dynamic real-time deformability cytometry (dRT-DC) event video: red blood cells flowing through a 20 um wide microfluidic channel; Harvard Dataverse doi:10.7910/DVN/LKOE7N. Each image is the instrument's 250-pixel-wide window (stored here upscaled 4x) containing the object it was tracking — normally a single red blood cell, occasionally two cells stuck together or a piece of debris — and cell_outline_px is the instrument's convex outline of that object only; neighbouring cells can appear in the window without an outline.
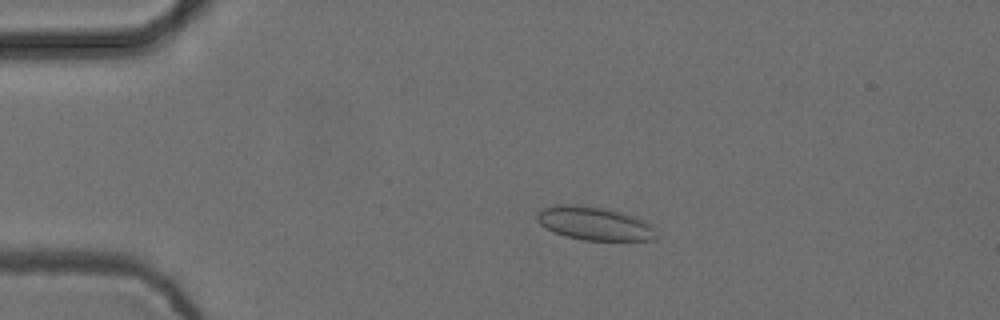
{"species": "common noctule bat (a hibernating species)", "species_latin": "Nyctalus noctula", "temperature_condition": "cold", "stored_images_in_passage": 55, "camera_frame_rate_fps": 3000, "um_per_image_px": 0.085, "animal": {"sex": "female", "body_mass_g": 24.6, "forearm_length_mm": 56.2}, "frame": {"image": 1, "passage_image": 12, "time_ms": 3.667, "image_size_px": [1000, 320], "cell_outline_px": [[656, 236], [652, 240], [584, 240], [564, 236], [552, 232], [544, 228], [536, 220], [536, 212], [544, 208], [556, 204], [572, 204], [604, 208], [620, 212], [644, 220], [656, 228]], "centroid_in_image_um": [50.48, 18.99], "position_along_channel_um": 34.5, "area_um2": 23.35}}
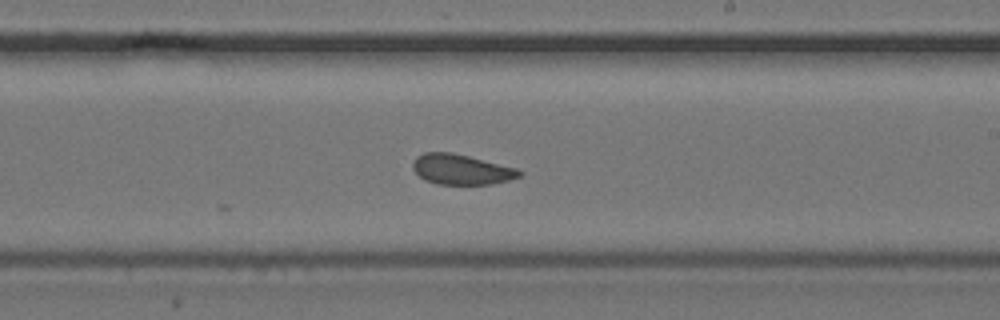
{"frame": {"image": 2, "passage_image": 33, "time_ms": 10.667, "image_size_px": [1000, 320], "cell_outline_px": [[524, 172], [520, 176], [508, 180], [492, 184], [436, 184], [424, 180], [412, 168], [412, 164], [416, 156], [424, 152], [452, 152], [516, 168]], "centroid_in_image_um": [39.18, 14.4], "position_along_channel_um": 249.8, "area_um2": 18.73}}
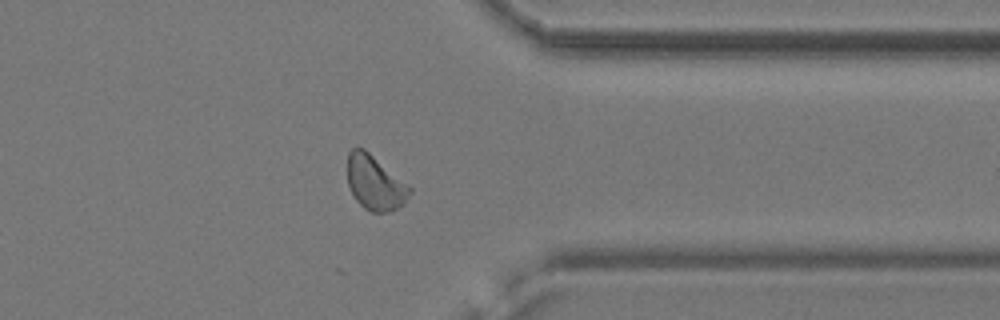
{"frame": {"image": 3, "passage_image": 44, "time_ms": 14.333, "image_size_px": [1000, 320], "cell_outline_px": [[412, 192], [404, 204], [388, 212], [372, 212], [364, 208], [356, 200], [348, 184], [348, 152], [356, 144], [364, 148], [412, 188]], "centroid_in_image_um": [31.87, 15.52], "position_along_channel_um": 379.5, "area_um2": 19.77}, "authors_computed_cell_mechanics": {"area_um2": 19.652, "velocity_mm_per_s": 3.7293, "shape_relaxation_time_tau1_ms": null, "shape_relaxation_time_tau2_ms": 3.1961, "deformation_change_tau1": null, "deformation_change_tau2": 0.0841}}